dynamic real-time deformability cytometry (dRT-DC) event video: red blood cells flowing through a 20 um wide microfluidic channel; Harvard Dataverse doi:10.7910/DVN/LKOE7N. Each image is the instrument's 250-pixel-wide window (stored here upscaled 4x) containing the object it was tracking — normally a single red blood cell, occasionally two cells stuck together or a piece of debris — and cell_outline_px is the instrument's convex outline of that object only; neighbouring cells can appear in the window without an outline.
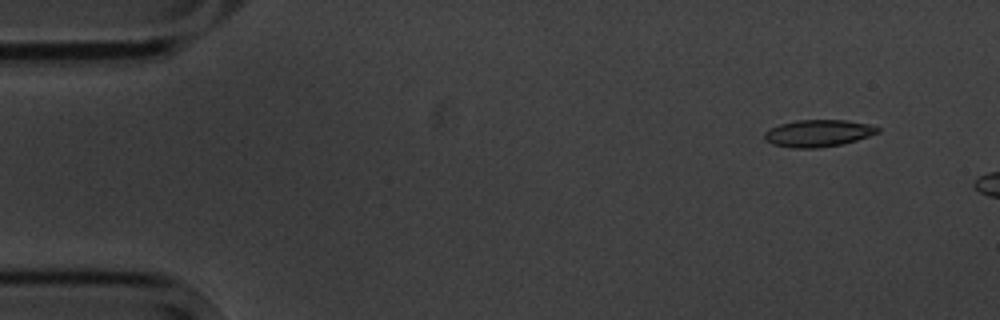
{"species": "common noctule bat (a hibernating species)", "species_latin": "Nyctalus noctula", "temperature_condition": "cold", "stored_images_in_passage": 4, "camera_frame_rate_fps": 3000, "um_per_image_px": 0.085, "animal": {"sex": "male", "body_mass_g": 20.1, "forearm_length_mm": 53.5}, "frame": {"image": 1, "passage_image": 2, "time_ms": 1.0, "image_size_px": [1000, 320], "cell_outline_px": [[880, 132], [856, 140], [840, 144], [820, 148], [792, 148], [772, 144], [764, 140], [764, 132], [780, 124], [796, 120], [844, 120], [868, 124], [880, 128]], "centroid_in_image_um": [69.52, 11.33], "position_along_channel_um": 15.5, "area_um2": 17.74}}